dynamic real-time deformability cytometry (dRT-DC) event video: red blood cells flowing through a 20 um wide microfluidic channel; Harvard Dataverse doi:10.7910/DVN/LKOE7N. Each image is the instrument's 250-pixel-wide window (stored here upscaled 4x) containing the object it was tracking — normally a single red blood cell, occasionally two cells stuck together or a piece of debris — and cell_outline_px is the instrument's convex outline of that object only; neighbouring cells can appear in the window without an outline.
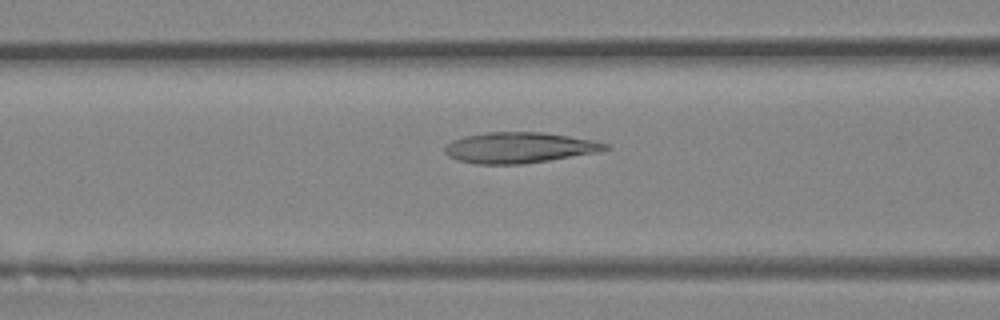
{"species": "Egyptian fruit bat (a non-hibernating species)", "species_latin": "Rousettus aegyptiacus", "temperature_condition": "room temperature", "stored_images_in_passage": 32, "camera_frame_rate_fps": 3000, "um_per_image_px": 0.085, "animal": {"sex": "female"}, "frame": {"image": 1, "passage_image": 15, "time_ms": 4.667, "image_size_px": [1000, 320], "cell_outline_px": [[612, 148], [600, 152], [524, 164], [476, 164], [456, 160], [448, 156], [444, 152], [444, 148], [452, 140], [464, 136], [488, 132], [544, 132], [592, 140], [608, 144]], "centroid_in_image_um": [44.14, 12.55], "position_along_channel_um": 122.5, "area_um2": 28.9}}
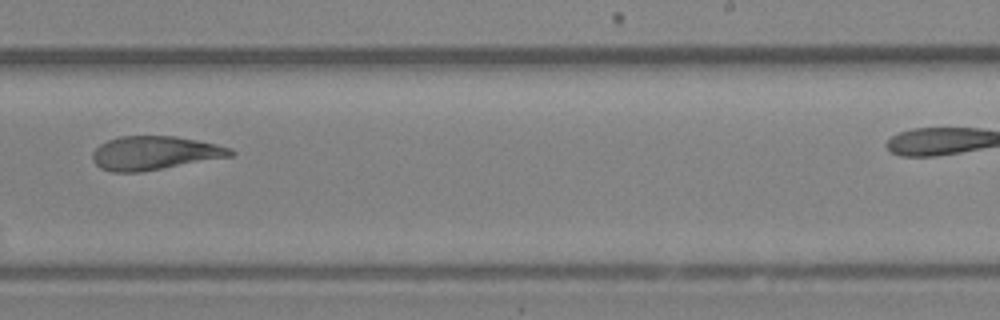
{"frame": {"image": 2, "passage_image": 24, "time_ms": 7.667, "image_size_px": [1000, 320], "cell_outline_px": [[236, 152], [232, 156], [140, 172], [112, 172], [100, 168], [92, 160], [92, 152], [100, 144], [108, 140], [120, 136], [176, 136], [216, 144], [232, 148]], "centroid_in_image_um": [13.13, 13.0], "position_along_channel_um": 275.9, "area_um2": 27.05}}
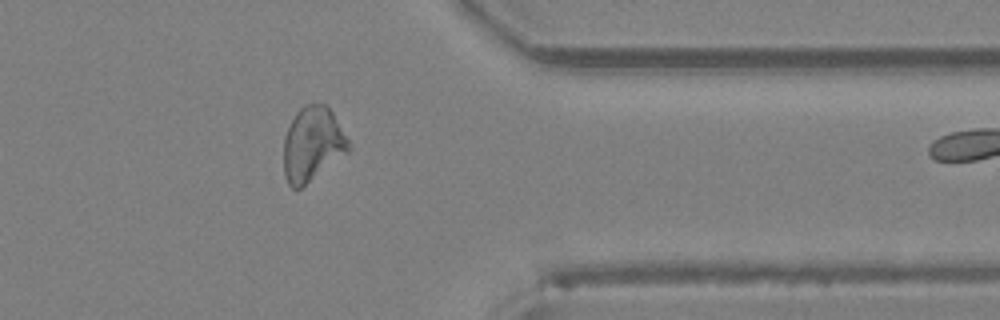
{"frame": {"image": 3, "passage_image": 31, "time_ms": 10.0, "image_size_px": [1000, 320], "cell_outline_px": [[352, 148], [348, 152], [300, 188], [292, 188], [288, 184], [284, 176], [284, 136], [296, 112], [300, 108], [308, 104], [324, 104], [332, 112], [348, 140]], "centroid_in_image_um": [26.55, 12.26], "position_along_channel_um": 384.9, "area_um2": 27.69}}